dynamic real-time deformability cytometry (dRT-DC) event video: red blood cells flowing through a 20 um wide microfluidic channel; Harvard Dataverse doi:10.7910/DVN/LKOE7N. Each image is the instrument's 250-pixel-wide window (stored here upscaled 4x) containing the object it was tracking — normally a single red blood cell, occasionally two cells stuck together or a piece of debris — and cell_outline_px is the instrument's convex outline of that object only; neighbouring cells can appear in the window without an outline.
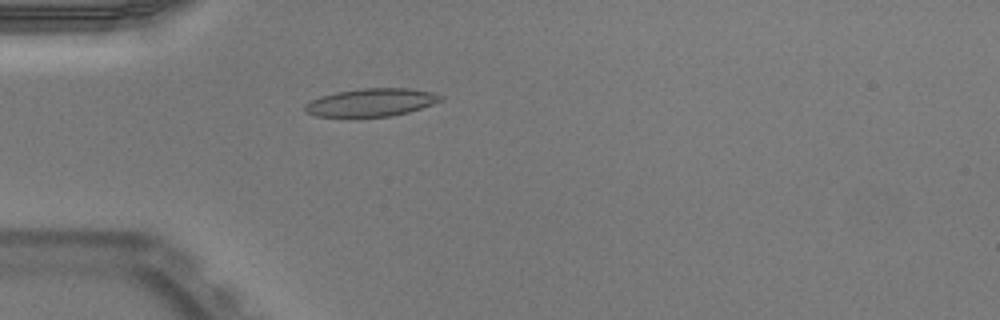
{"species": "Egyptian fruit bat (a non-hibernating species)", "species_latin": "Rousettus aegyptiacus", "temperature_condition": "warm", "stored_images_in_passage": 40, "camera_frame_rate_fps": 3000, "um_per_image_px": 0.085, "animal": {"sex": "male"}, "frame": {"image": 1, "passage_image": 4, "time_ms": 1.0, "image_size_px": [1000, 320], "cell_outline_px": [[444, 100], [408, 112], [392, 116], [316, 116], [304, 112], [304, 104], [320, 96], [336, 92], [364, 88], [408, 88], [432, 92], [444, 96]], "centroid_in_image_um": [31.56, 8.7], "position_along_channel_um": 53.4, "area_um2": 21.96}}
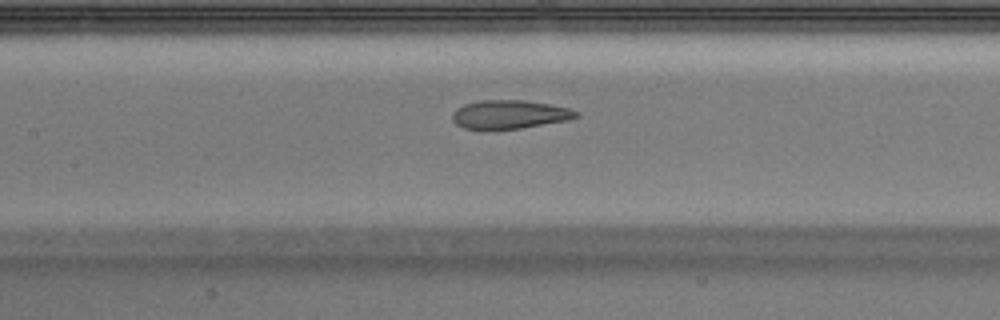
{"frame": {"image": 2, "passage_image": 13, "time_ms": 4.0, "image_size_px": [1000, 320], "cell_outline_px": [[580, 116], [568, 120], [520, 128], [492, 132], [464, 128], [456, 124], [452, 120], [452, 112], [456, 108], [464, 104], [480, 100], [524, 100], [548, 104], [568, 108], [580, 112]], "centroid_in_image_um": [43.26, 9.76], "position_along_channel_um": 164.1, "area_um2": 21.21}}
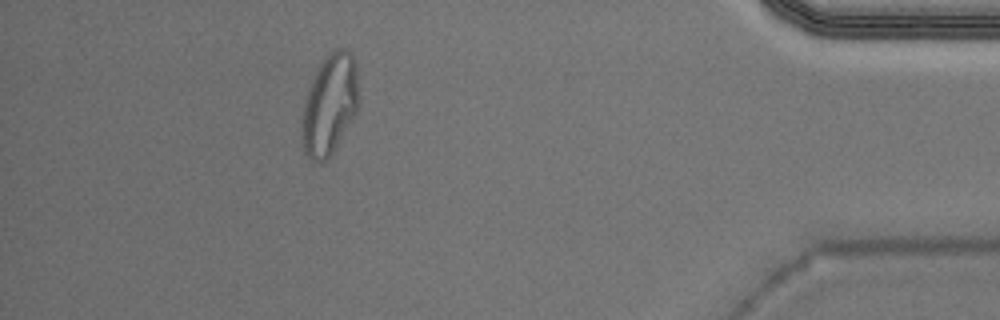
{"frame": {"image": 3, "passage_image": 35, "time_ms": 11.333, "image_size_px": [1000, 320], "cell_outline_px": [[360, 104], [356, 112], [332, 152], [320, 164], [312, 160], [304, 152], [304, 104], [308, 88], [324, 56], [336, 48], [344, 48], [352, 52], [356, 64], [360, 100]], "centroid_in_image_um": [28.08, 8.8], "position_along_channel_um": 407.1, "area_um2": 32.77}, "authors_computed_cell_mechanics": {"area_um2": 21.8773, "velocity_mm_per_s": 3.9525, "shape_relaxation_time_tau1_ms": 7.0721, "shape_relaxation_time_tau2_ms": 1.2091, "deformation_change_tau1": 0.2796, "deformation_change_tau2": 0.0932}}